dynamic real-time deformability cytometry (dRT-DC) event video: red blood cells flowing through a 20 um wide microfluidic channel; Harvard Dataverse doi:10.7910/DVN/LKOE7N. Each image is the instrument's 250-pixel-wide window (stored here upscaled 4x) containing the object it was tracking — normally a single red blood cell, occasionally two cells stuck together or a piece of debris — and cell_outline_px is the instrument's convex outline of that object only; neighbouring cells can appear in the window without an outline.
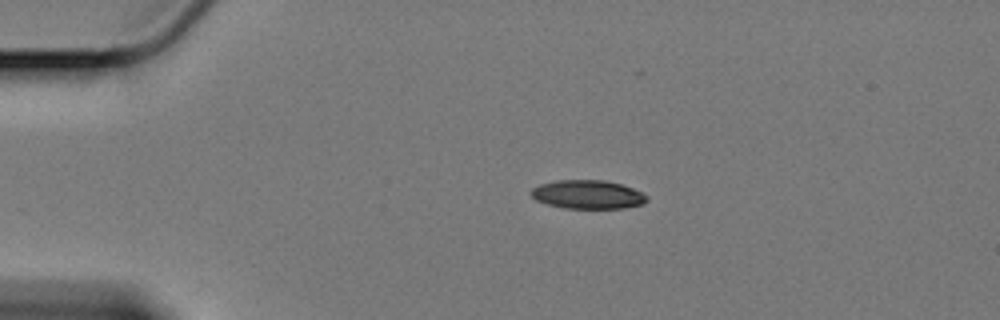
{"species": "Egyptian fruit bat (a non-hibernating species)", "species_latin": "Rousettus aegyptiacus", "temperature_condition": "cold", "stored_images_in_passage": 48, "camera_frame_rate_fps": 3000, "um_per_image_px": 0.085, "animal": {"sex": "female"}, "frame": {"image": 1, "passage_image": 1, "time_ms": 0.0, "image_size_px": [1000, 320], "cell_outline_px": [[648, 200], [644, 204], [624, 208], [564, 208], [548, 204], [536, 200], [528, 192], [532, 188], [540, 184], [556, 180], [604, 180], [620, 184], [644, 192], [648, 196]], "centroid_in_image_um": [49.97, 16.53], "position_along_channel_um": 35.0, "area_um2": 19.48}}
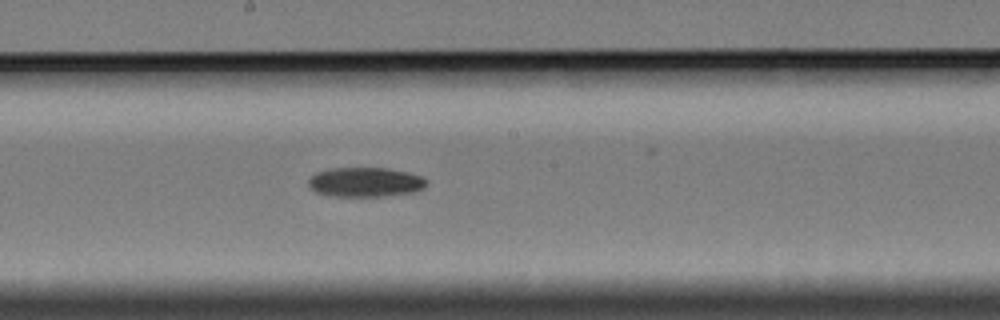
{"frame": {"image": 2, "passage_image": 21, "time_ms": 6.667, "image_size_px": [1000, 320], "cell_outline_px": [[428, 184], [412, 192], [380, 196], [332, 196], [316, 192], [308, 188], [308, 180], [316, 172], [332, 168], [388, 168], [408, 172], [420, 176], [428, 180]], "centroid_in_image_um": [31.01, 15.47], "position_along_channel_um": 217.2, "area_um2": 20.23}}
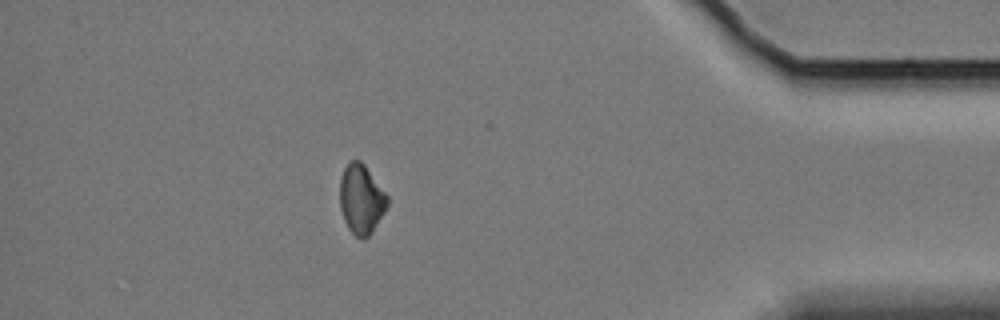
{"frame": {"image": 3, "passage_image": 41, "time_ms": 13.333, "image_size_px": [1000, 320], "cell_outline_px": [[388, 204], [384, 212], [372, 232], [364, 240], [356, 236], [348, 228], [344, 220], [340, 208], [340, 176], [344, 168], [352, 160], [360, 160], [364, 164], [388, 196]], "centroid_in_image_um": [30.7, 16.94], "position_along_channel_um": 404.5, "area_um2": 19.13}, "authors_computed_cell_mechanics": {"area_um2": 20.0277, "velocity_mm_per_s": 3.3817, "shape_relaxation_time_tau1_ms": 4.573, "shape_relaxation_time_tau2_ms": null, "deformation_change_tau1": 0.1213, "deformation_change_tau2": null}}